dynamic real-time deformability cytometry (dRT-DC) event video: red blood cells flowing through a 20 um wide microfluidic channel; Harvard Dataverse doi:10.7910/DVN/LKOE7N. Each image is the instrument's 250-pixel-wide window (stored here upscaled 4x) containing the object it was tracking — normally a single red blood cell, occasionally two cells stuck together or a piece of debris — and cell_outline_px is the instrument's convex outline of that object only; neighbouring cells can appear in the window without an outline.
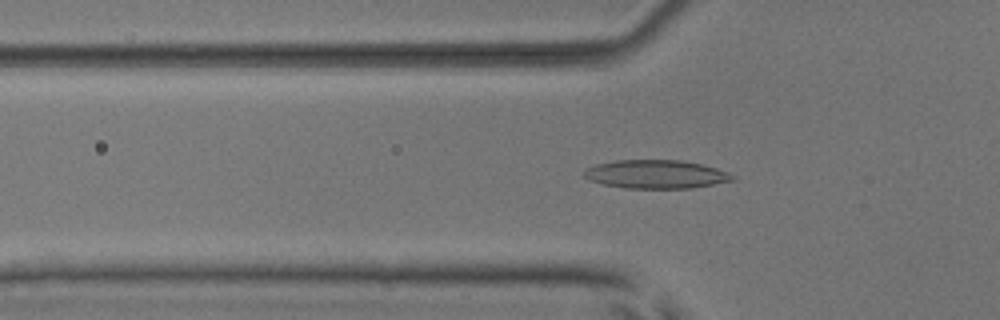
{"species": "common noctule bat (a hibernating species)", "species_latin": "Nyctalus noctula", "temperature_condition": "room temperature", "stored_images_in_passage": 49, "camera_frame_rate_fps": 3000, "um_per_image_px": 0.085, "animal": {"sex": "male", "body_mass_g": 17.9, "forearm_length_mm": 54.2}, "frame": {"image": 1, "passage_image": 14, "time_ms": 4.333, "image_size_px": [1000, 320], "cell_outline_px": [[736, 180], [692, 188], [624, 188], [600, 184], [588, 180], [584, 176], [584, 172], [588, 168], [596, 164], [616, 160], [680, 160], [700, 164], [716, 168], [728, 172], [736, 176]], "centroid_in_image_um": [55.76, 14.82], "position_along_channel_um": 70.0, "area_um2": 24.74}}
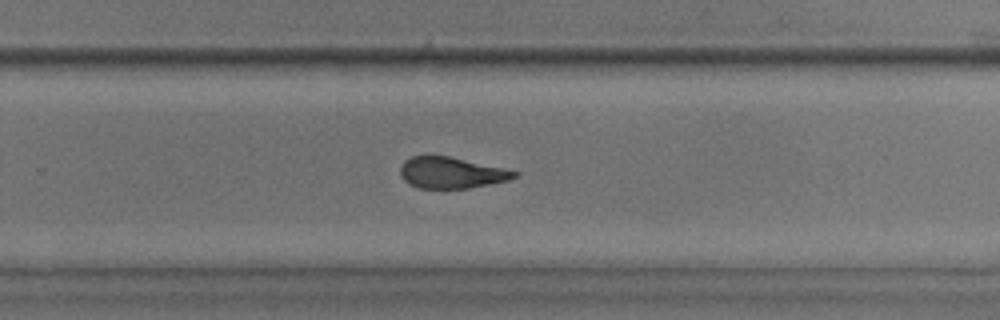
{"frame": {"image": 2, "passage_image": 31, "time_ms": 10.0, "image_size_px": [1000, 320], "cell_outline_px": [[520, 172], [516, 176], [508, 180], [468, 188], [420, 188], [408, 184], [400, 176], [400, 164], [404, 160], [412, 156], [448, 156]], "centroid_in_image_um": [38.3, 14.68], "position_along_channel_um": 291.5, "area_um2": 20.52}}
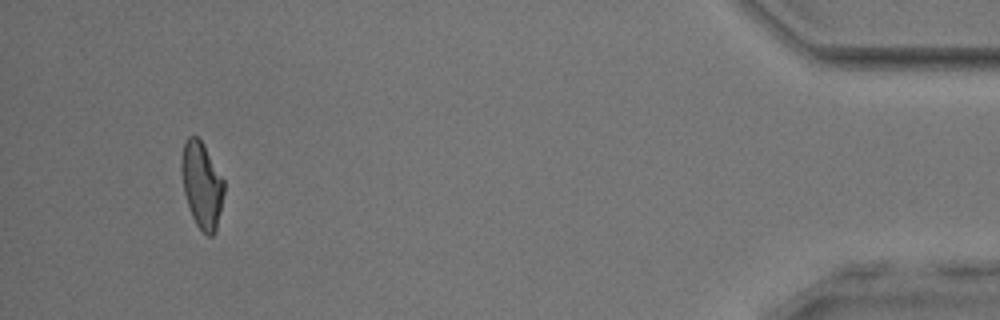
{"frame": {"image": 3, "passage_image": 46, "time_ms": 15.0, "image_size_px": [1000, 320], "cell_outline_px": [[224, 192], [216, 232], [212, 236], [208, 236], [196, 224], [192, 216], [184, 192], [180, 168], [180, 160], [184, 144], [188, 136], [196, 136], [200, 140], [224, 180]], "centroid_in_image_um": [17.14, 15.74], "position_along_channel_um": 418.1, "area_um2": 21.1}, "authors_computed_cell_mechanics": {"area_um2": 22.0218, "velocity_mm_per_s": 3.9226, "shape_relaxation_time_tau1_ms": 5.2178, "shape_relaxation_time_tau2_ms": 1.609, "deformation_change_tau1": 0.1523, "deformation_change_tau2": 0.0929}}